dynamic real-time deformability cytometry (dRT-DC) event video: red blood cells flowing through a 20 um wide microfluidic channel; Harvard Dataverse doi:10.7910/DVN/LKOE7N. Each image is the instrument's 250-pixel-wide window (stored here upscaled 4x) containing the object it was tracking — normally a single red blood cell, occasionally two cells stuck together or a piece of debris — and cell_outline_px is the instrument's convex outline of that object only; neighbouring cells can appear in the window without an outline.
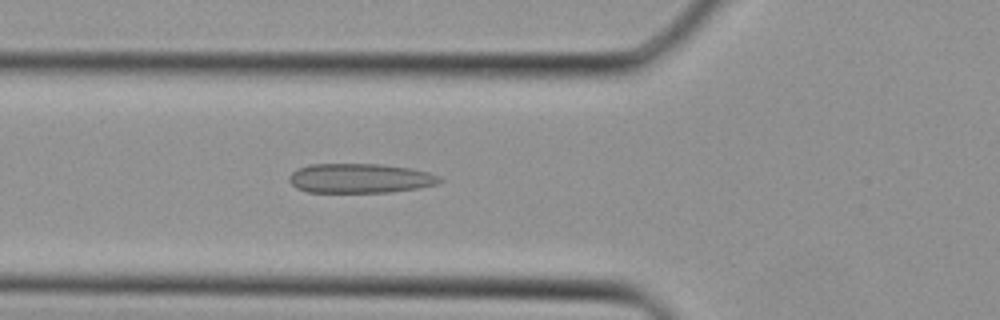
{"species": "Egyptian fruit bat (a non-hibernating species)", "species_latin": "Rousettus aegyptiacus", "temperature_condition": "cold", "stored_images_in_passage": 25, "camera_frame_rate_fps": 3000, "um_per_image_px": 0.085, "animal": {"sex": "female"}, "frame": {"image": 1, "passage_image": 2, "time_ms": 0.333, "image_size_px": [1000, 320], "cell_outline_px": [[444, 180], [436, 184], [416, 188], [392, 192], [308, 192], [296, 188], [288, 180], [288, 176], [296, 168], [308, 164], [380, 164], [412, 168], [428, 172], [440, 176]], "centroid_in_image_um": [30.58, 15.15], "position_along_channel_um": 95.2, "area_um2": 26.07}}
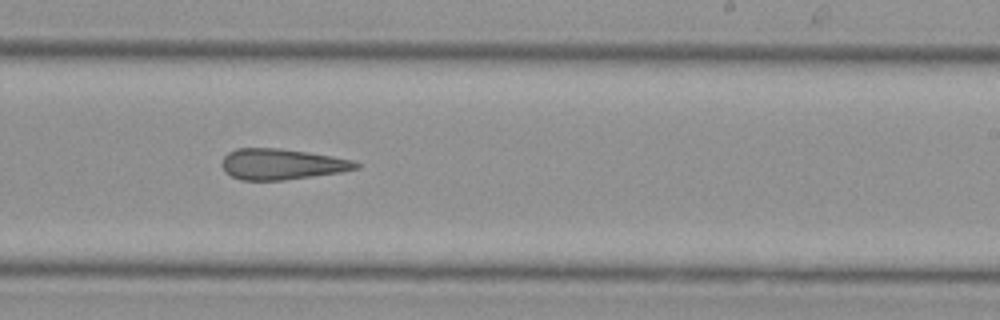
{"frame": {"image": 2, "passage_image": 11, "time_ms": 3.333, "image_size_px": [1000, 320], "cell_outline_px": [[360, 168], [340, 172], [284, 180], [240, 180], [224, 172], [220, 164], [224, 156], [228, 152], [236, 148], [280, 148], [308, 152], [332, 156], [352, 160], [360, 164]], "centroid_in_image_um": [23.91, 13.95], "position_along_channel_um": 265.1, "area_um2": 24.16}}
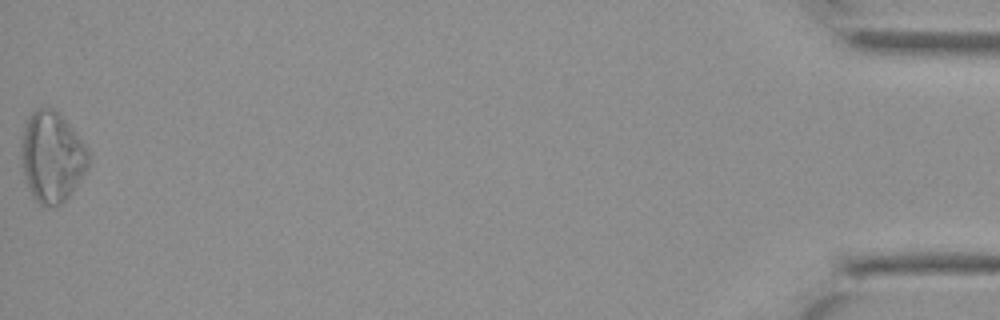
{"frame": {"image": 3, "passage_image": 25, "time_ms": 8.0, "image_size_px": [1000, 320], "cell_outline_px": [[88, 168], [72, 192], [60, 204], [48, 208], [40, 204], [32, 196], [24, 180], [20, 156], [20, 144], [24, 128], [32, 112], [36, 108], [52, 108], [60, 112], [88, 148]], "centroid_in_image_um": [4.39, 13.34], "position_along_channel_um": 430.8, "area_um2": 35.84}}